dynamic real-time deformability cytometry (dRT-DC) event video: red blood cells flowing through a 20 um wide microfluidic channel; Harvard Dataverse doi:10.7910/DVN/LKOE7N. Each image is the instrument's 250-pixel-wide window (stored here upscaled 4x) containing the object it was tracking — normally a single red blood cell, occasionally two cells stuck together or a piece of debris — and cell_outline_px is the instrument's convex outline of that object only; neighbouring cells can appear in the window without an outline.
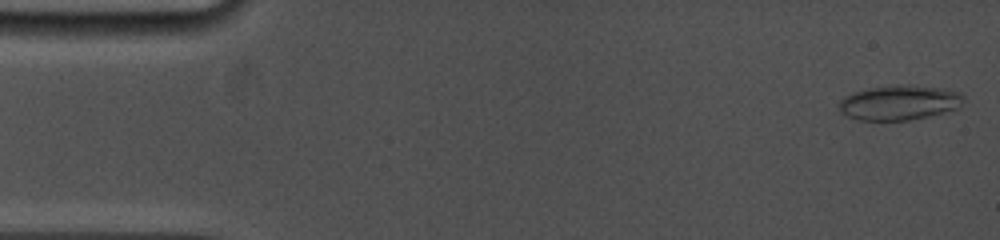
{"species": "common noctule bat (a hibernating species)", "species_latin": "Nyctalus noctula", "temperature_condition": "cold", "stored_images_in_passage": 16, "camera_frame_rate_fps": 5000, "um_per_image_px": 0.085, "animal": {"sex": "female", "body_mass_g": 19.0, "forearm_length_mm": 53.3}, "frame": {"image": 1, "passage_image": 1, "time_ms": 0.0, "image_size_px": [1000, 240], "cell_outline_px": [[964, 100], [960, 108], [928, 116], [908, 120], [860, 120], [848, 116], [840, 112], [840, 100], [844, 96], [852, 92], [868, 88], [896, 84], [940, 88], [960, 92], [964, 96]], "centroid_in_image_um": [76.45, 8.72], "position_along_channel_um": 8.6, "area_um2": 25.26}}
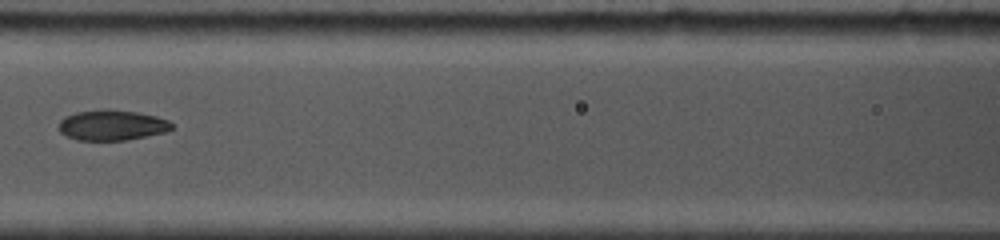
{"frame": {"image": 2, "passage_image": 13, "time_ms": 7.0, "image_size_px": [1000, 240], "cell_outline_px": [[176, 128], [164, 132], [124, 140], [76, 140], [60, 132], [60, 120], [64, 116], [76, 112], [136, 112], [156, 116], [168, 120]], "centroid_in_image_um": [9.54, 10.68], "position_along_channel_um": 157.1, "area_um2": 19.13}}
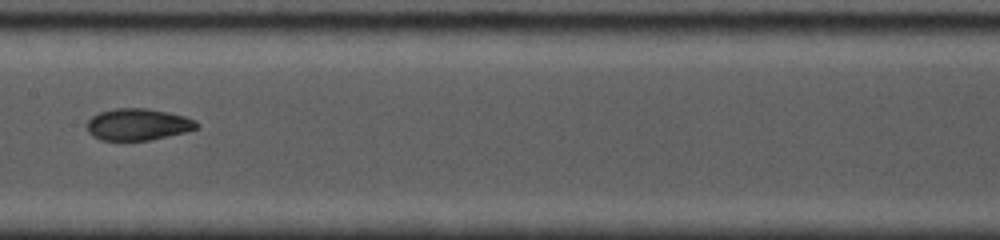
{"frame": {"image": 3, "passage_image": 15, "time_ms": 8.0, "image_size_px": [1000, 240], "cell_outline_px": [[200, 124], [196, 128], [184, 132], [168, 136], [148, 140], [100, 140], [92, 136], [88, 132], [84, 124], [92, 116], [100, 112], [116, 108], [148, 108], [168, 112], [184, 116], [196, 120]], "centroid_in_image_um": [11.68, 10.57], "position_along_channel_um": 195.7, "area_um2": 20.4}}